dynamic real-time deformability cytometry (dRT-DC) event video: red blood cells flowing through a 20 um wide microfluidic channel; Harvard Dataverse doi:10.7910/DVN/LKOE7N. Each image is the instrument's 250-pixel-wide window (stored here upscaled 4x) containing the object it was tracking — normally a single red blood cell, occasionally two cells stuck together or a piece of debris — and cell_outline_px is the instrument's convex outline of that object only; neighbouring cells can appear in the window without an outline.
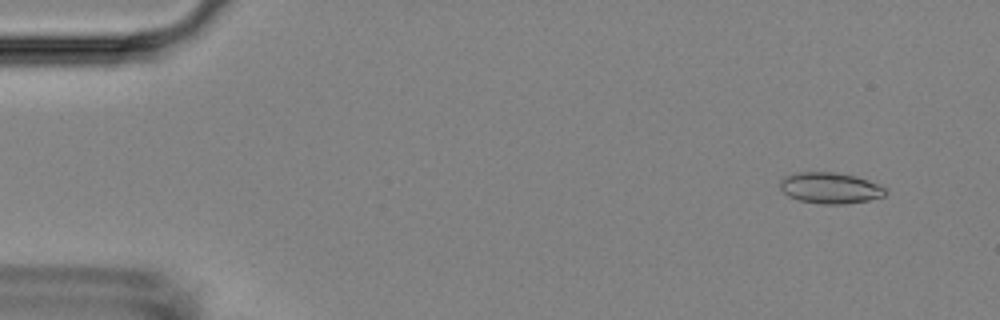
{"species": "Egyptian fruit bat (a non-hibernating species)", "species_latin": "Rousettus aegyptiacus", "temperature_condition": "room temperature", "stored_images_in_passage": 54, "camera_frame_rate_fps": 3000, "um_per_image_px": 0.085, "animal": {"sex": "female"}, "frame": {"image": 1, "passage_image": 4, "time_ms": 1.0, "image_size_px": [1000, 320], "cell_outline_px": [[888, 188], [884, 196], [868, 200], [840, 204], [824, 204], [800, 200], [788, 196], [780, 188], [780, 180], [788, 176], [800, 172], [836, 172], [856, 176], [868, 180]], "centroid_in_image_um": [70.6, 15.97], "position_along_channel_um": 14.4, "area_um2": 18.9}}
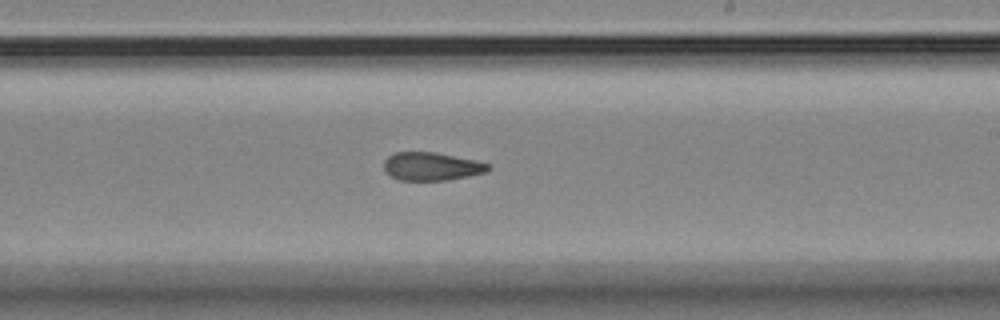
{"frame": {"image": 2, "passage_image": 32, "time_ms": 10.333, "image_size_px": [1000, 320], "cell_outline_px": [[492, 168], [488, 172], [448, 180], [400, 180], [384, 172], [384, 160], [388, 156], [396, 152], [436, 152], [476, 160], [488, 164]], "centroid_in_image_um": [36.69, 14.14], "position_along_channel_um": 252.3, "area_um2": 17.22}}
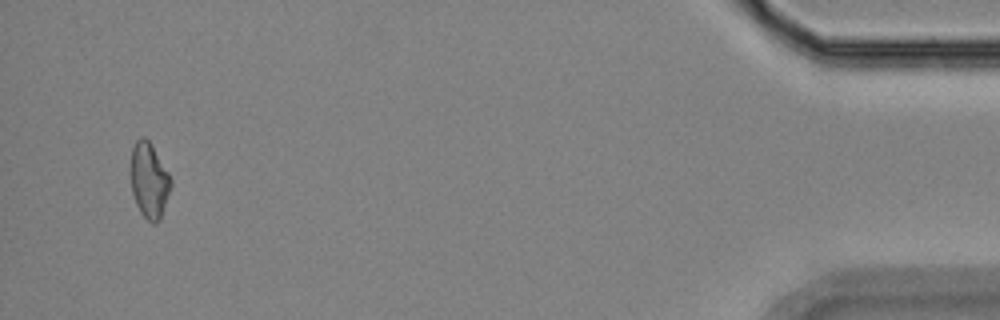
{"frame": {"image": 3, "passage_image": 52, "time_ms": 17.0, "image_size_px": [1000, 320], "cell_outline_px": [[172, 184], [160, 220], [156, 224], [152, 224], [140, 212], [136, 204], [132, 192], [128, 172], [132, 148], [136, 140], [140, 136], [144, 136], [152, 144], [168, 172], [172, 180]], "centroid_in_image_um": [12.64, 15.31], "position_along_channel_um": 422.6, "area_um2": 18.15}, "authors_computed_cell_mechanics": {"area_um2": 17.9469, "velocity_mm_per_s": 3.7006, "shape_relaxation_time_tau1_ms": null, "shape_relaxation_time_tau2_ms": 4.6742, "deformation_change_tau1": null, "deformation_change_tau2": 0.1132}}